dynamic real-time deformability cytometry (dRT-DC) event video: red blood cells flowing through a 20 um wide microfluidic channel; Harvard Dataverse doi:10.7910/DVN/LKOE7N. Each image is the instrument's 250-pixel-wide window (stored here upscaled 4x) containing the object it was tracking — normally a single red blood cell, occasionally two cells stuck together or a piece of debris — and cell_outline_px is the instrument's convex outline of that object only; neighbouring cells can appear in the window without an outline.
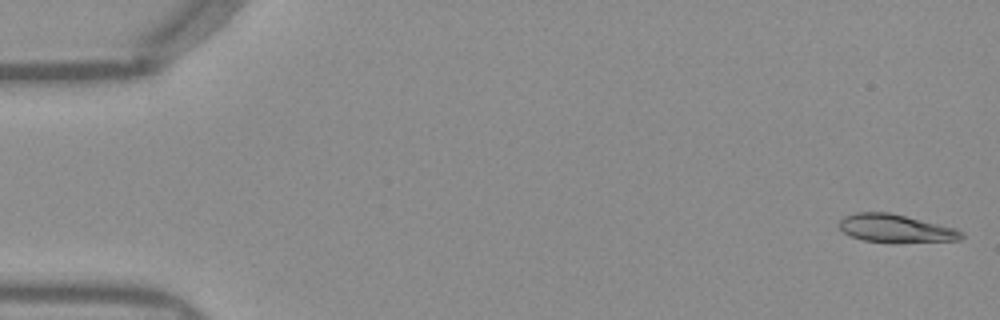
{"species": "Egyptian fruit bat (a non-hibernating species)", "species_latin": "Rousettus aegyptiacus", "temperature_condition": "warm", "stored_images_in_passage": 50, "camera_frame_rate_fps": 3000, "um_per_image_px": 0.085, "frame": {"image": 1, "passage_image": 1, "time_ms": 0.0, "image_size_px": [1000, 320], "cell_outline_px": [[964, 236], [960, 240], [892, 244], [864, 240], [852, 236], [844, 232], [840, 228], [840, 220], [844, 216], [856, 212], [888, 212], [956, 228], [964, 232]], "centroid_in_image_um": [76.17, 19.44], "position_along_channel_um": 8.8, "area_um2": 20.29}}
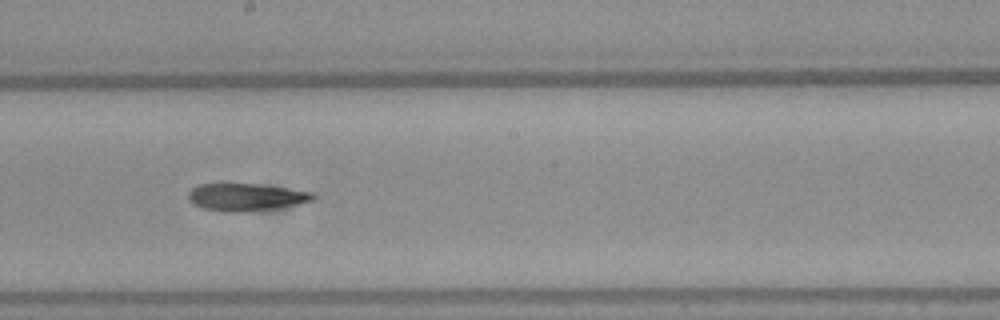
{"frame": {"image": 2, "passage_image": 28, "time_ms": 9.0, "image_size_px": [1000, 320], "cell_outline_px": [[316, 196], [312, 200], [296, 204], [276, 208], [236, 212], [224, 212], [204, 208], [192, 204], [188, 200], [188, 192], [192, 188], [200, 184], [256, 184], [312, 192]], "centroid_in_image_um": [20.85, 16.75], "position_along_channel_um": 227.4, "area_um2": 19.59}}
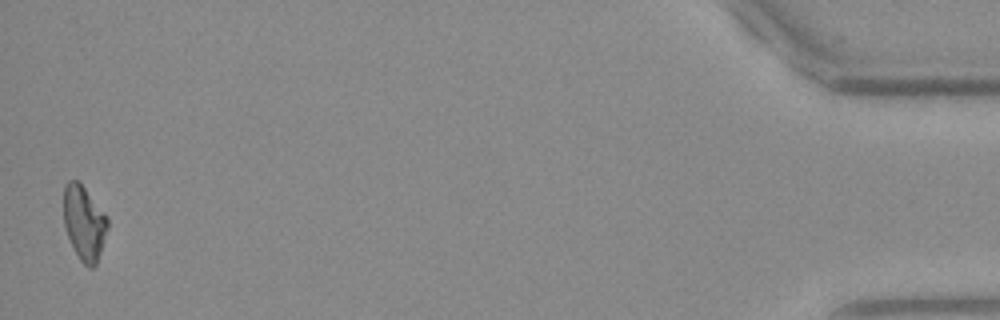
{"frame": {"image": 3, "passage_image": 50, "time_ms": 16.333, "image_size_px": [1000, 320], "cell_outline_px": [[108, 228], [96, 264], [92, 268], [88, 268], [80, 260], [68, 236], [64, 224], [64, 184], [68, 180], [76, 180], [84, 188], [108, 216]], "centroid_in_image_um": [7.16, 18.94], "position_along_channel_um": 428.0, "area_um2": 18.84}, "authors_computed_cell_mechanics": {"area_um2": 20.0855, "velocity_mm_per_s": 3.987, "shape_relaxation_time_tau1_ms": null, "shape_relaxation_time_tau2_ms": 5.1866, "deformation_change_tau1": null, "deformation_change_tau2": 0.1409}}